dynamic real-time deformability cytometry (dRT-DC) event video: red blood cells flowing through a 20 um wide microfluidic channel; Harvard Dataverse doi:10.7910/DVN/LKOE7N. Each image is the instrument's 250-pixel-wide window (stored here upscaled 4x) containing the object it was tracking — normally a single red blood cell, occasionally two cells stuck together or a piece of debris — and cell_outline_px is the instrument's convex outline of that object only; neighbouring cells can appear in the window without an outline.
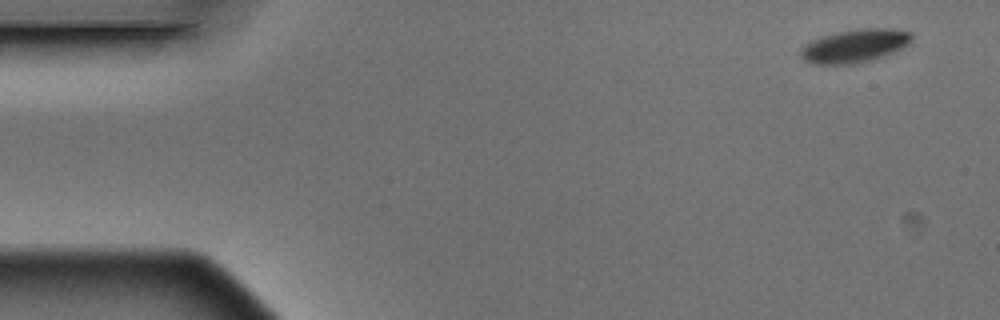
{"species": "Egyptian fruit bat (a non-hibernating species)", "species_latin": "Rousettus aegyptiacus", "temperature_condition": "warm", "stored_images_in_passage": 4, "camera_frame_rate_fps": 3000, "um_per_image_px": 0.085, "animal": {"sex": "male"}, "frame": {"image": 1, "passage_image": 1, "time_ms": 0.0, "image_size_px": [1000, 320], "cell_outline_px": [[912, 40], [908, 44], [884, 56], [872, 60], [852, 64], [808, 64], [800, 56], [800, 48], [804, 44], [820, 36], [840, 32], [868, 28], [892, 28], [912, 32]], "centroid_in_image_um": [72.62, 3.91], "position_along_channel_um": 12.4, "area_um2": 21.56}}
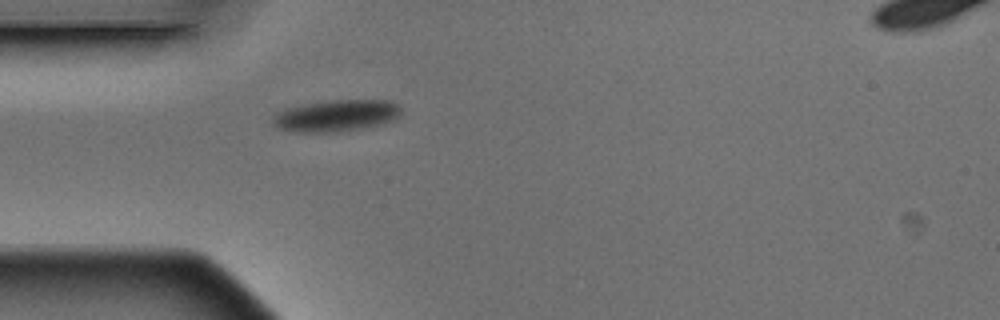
{"frame": {"image": 2, "passage_image": 4, "time_ms": 1.0, "image_size_px": [1000, 320], "cell_outline_px": [[400, 116], [392, 120], [380, 124], [364, 128], [328, 132], [296, 132], [276, 128], [272, 124], [272, 116], [276, 112], [284, 108], [304, 104], [332, 100], [388, 100], [396, 104], [400, 108]], "centroid_in_image_um": [28.51, 9.83], "position_along_channel_um": 56.5, "area_um2": 23.7}}